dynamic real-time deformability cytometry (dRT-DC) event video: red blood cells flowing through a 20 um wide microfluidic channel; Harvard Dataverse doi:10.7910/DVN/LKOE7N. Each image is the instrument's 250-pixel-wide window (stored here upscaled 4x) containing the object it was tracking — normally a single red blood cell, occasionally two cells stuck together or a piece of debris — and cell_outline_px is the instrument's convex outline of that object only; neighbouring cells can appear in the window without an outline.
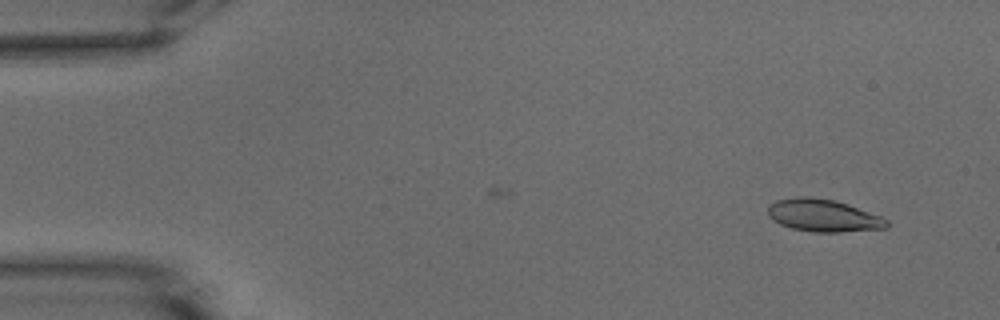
{"species": "common noctule bat (a hibernating species)", "species_latin": "Nyctalus noctula", "temperature_condition": "warm", "stored_images_in_passage": 39, "camera_frame_rate_fps": 3000, "um_per_image_px": 0.085, "animal": {"sex": "male", "body_mass_g": 15.6}, "frame": {"image": 1, "passage_image": 2, "time_ms": 0.333, "image_size_px": [1000, 320], "cell_outline_px": [[888, 228], [840, 232], [812, 232], [792, 228], [780, 224], [772, 220], [768, 216], [768, 208], [776, 200], [796, 196], [812, 196], [832, 200], [848, 204], [880, 216], [888, 220]], "centroid_in_image_um": [69.96, 18.32], "position_along_channel_um": 15.0, "area_um2": 22.48}}
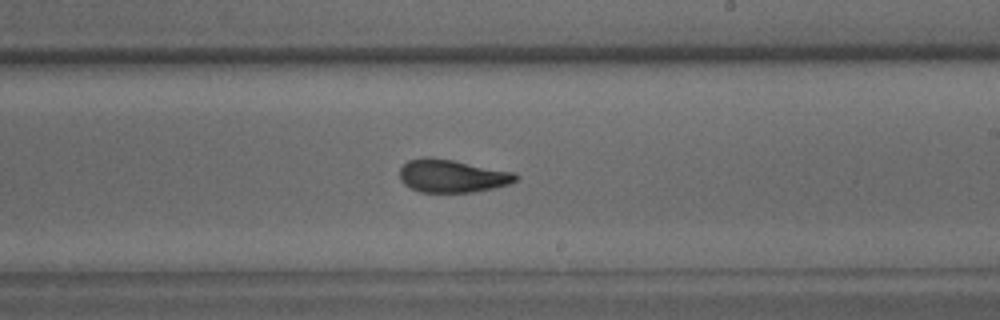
{"frame": {"image": 2, "passage_image": 29, "time_ms": 9.333, "image_size_px": [1000, 320], "cell_outline_px": [[520, 176], [516, 180], [508, 184], [492, 188], [472, 192], [420, 192], [404, 184], [400, 180], [400, 168], [408, 160], [424, 156], [432, 156], [512, 172]], "centroid_in_image_um": [38.38, 14.94], "position_along_channel_um": 250.6, "area_um2": 22.14}}
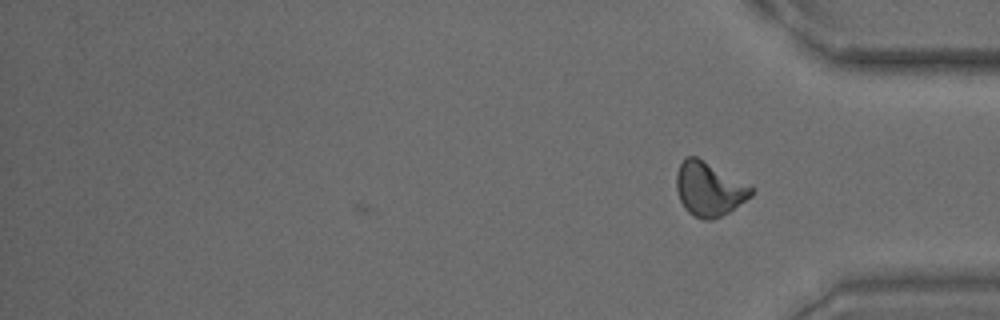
{"frame": {"image": 3, "passage_image": 39, "time_ms": 12.667, "image_size_px": [1000, 320], "cell_outline_px": [[756, 188], [752, 196], [728, 212], [712, 220], [704, 220], [688, 212], [684, 208], [680, 200], [676, 188], [676, 172], [680, 164], [688, 156], [696, 156]], "centroid_in_image_um": [60.28, 16.07], "position_along_channel_um": 374.9, "area_um2": 23.47}, "authors_computed_cell_mechanics": {"area_um2": 22.1952, "velocity_mm_per_s": 3.8383, "shape_relaxation_time_tau1_ms": 6.6073, "shape_relaxation_time_tau2_ms": 1.6818, "deformation_change_tau1": 0.1988, "deformation_change_tau2": 0.0791}}